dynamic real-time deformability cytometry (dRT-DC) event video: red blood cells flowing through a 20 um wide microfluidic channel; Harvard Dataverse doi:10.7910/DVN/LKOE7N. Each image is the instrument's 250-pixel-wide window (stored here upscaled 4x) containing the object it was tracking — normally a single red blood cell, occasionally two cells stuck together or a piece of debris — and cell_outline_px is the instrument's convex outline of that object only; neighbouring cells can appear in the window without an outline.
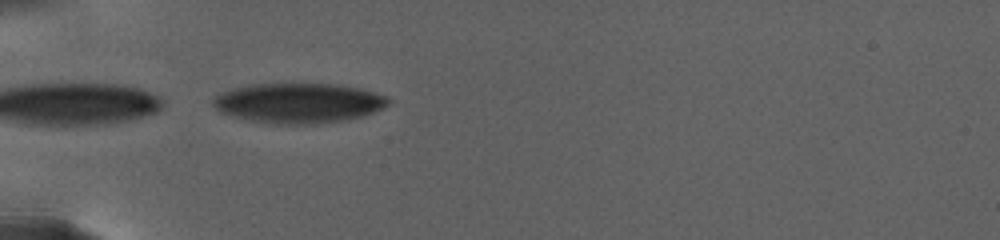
{"species": "human", "species_latin": "Homo sapiens", "temperature_condition": "warm", "stored_images_in_passage": 38, "camera_frame_rate_fps": 3000, "um_per_image_px": 0.085, "donor": {"sex": "female"}, "frame": {"image": 1, "passage_image": 1, "time_ms": 0.0, "image_size_px": [1000, 240], "cell_outline_px": [[392, 100], [384, 108], [364, 116], [348, 120], [320, 124], [272, 124], [252, 120], [220, 112], [212, 104], [212, 100], [220, 92], [232, 88], [252, 84], [336, 84], [360, 88], [388, 96]], "centroid_in_image_um": [25.43, 8.76], "position_along_channel_um": 59.6, "area_um2": 41.1}}
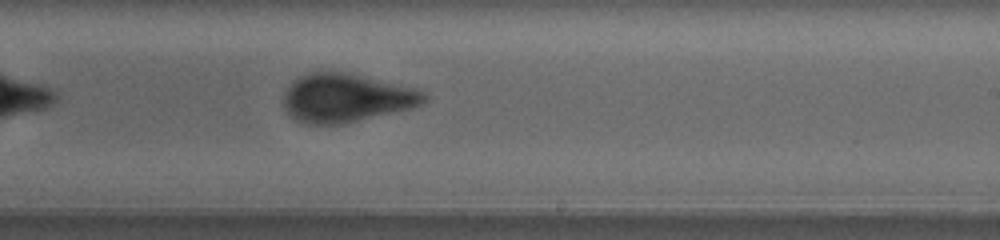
{"frame": {"image": 2, "passage_image": 19, "time_ms": 8.333, "image_size_px": [1000, 240], "cell_outline_px": [[428, 100], [416, 108], [344, 124], [304, 124], [296, 120], [284, 108], [284, 92], [300, 76], [308, 72], [344, 72], [416, 88], [424, 92], [428, 96]], "centroid_in_image_um": [29.48, 8.35], "position_along_channel_um": 259.5, "area_um2": 39.88}}
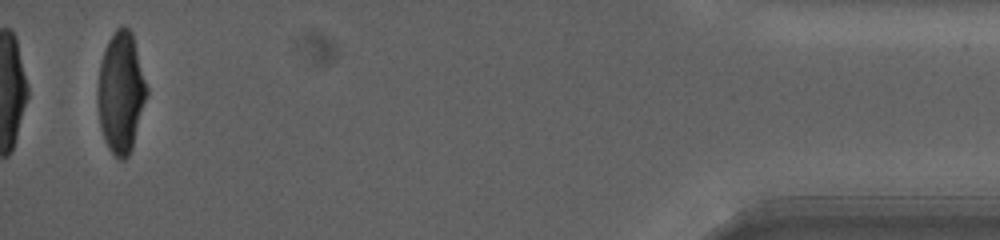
{"frame": {"image": 3, "passage_image": 38, "time_ms": 17.667, "image_size_px": [1000, 240], "cell_outline_px": [[148, 92], [132, 148], [128, 156], [124, 160], [120, 160], [108, 148], [104, 140], [100, 128], [96, 104], [96, 88], [100, 64], [108, 40], [116, 28], [124, 24], [132, 32], [148, 88]], "centroid_in_image_um": [10.25, 7.86], "position_along_channel_um": 424.9, "area_um2": 34.97}, "authors_computed_cell_mechanics": {"area_um2": 39.5063, "velocity_mm_per_s": 2.5401, "shape_relaxation_time_tau1_ms": 5.5167, "shape_relaxation_time_tau2_ms": 1.2826, "deformation_change_tau1": 0.1844, "deformation_change_tau2": 0.0639}}